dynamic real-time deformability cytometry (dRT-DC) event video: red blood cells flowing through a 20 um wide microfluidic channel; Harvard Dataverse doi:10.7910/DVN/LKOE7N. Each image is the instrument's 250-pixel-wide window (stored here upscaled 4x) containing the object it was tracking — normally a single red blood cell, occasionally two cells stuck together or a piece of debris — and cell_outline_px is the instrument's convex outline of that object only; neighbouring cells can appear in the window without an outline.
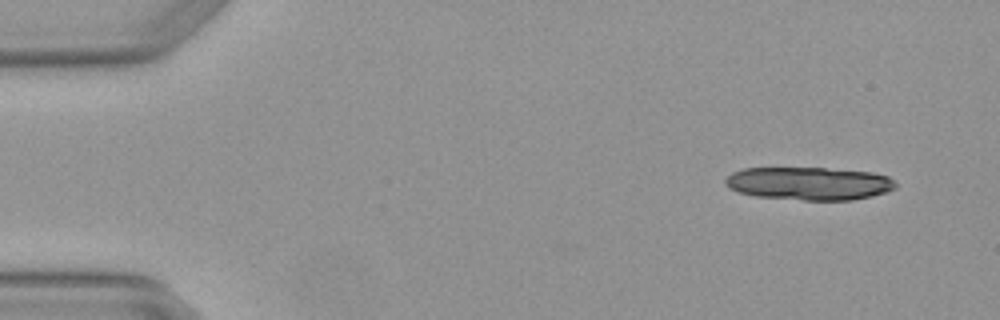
{"species": "Egyptian fruit bat (a non-hibernating species)", "species_latin": "Rousettus aegyptiacus", "temperature_condition": "warm", "stored_images_in_passage": 3, "camera_frame_rate_fps": 3000, "um_per_image_px": 0.085, "animal": {"sex": "female"}, "frame": {"image": 1, "passage_image": 1, "time_ms": 0.0, "image_size_px": [1000, 320], "cell_outline_px": [[896, 188], [888, 192], [872, 196], [852, 200], [804, 200], [756, 196], [740, 192], [728, 188], [724, 184], [724, 180], [732, 172], [744, 168], [824, 168], [872, 172], [888, 176], [896, 184]], "centroid_in_image_um": [68.77, 15.59], "position_along_channel_um": 16.2, "area_um2": 32.83}}